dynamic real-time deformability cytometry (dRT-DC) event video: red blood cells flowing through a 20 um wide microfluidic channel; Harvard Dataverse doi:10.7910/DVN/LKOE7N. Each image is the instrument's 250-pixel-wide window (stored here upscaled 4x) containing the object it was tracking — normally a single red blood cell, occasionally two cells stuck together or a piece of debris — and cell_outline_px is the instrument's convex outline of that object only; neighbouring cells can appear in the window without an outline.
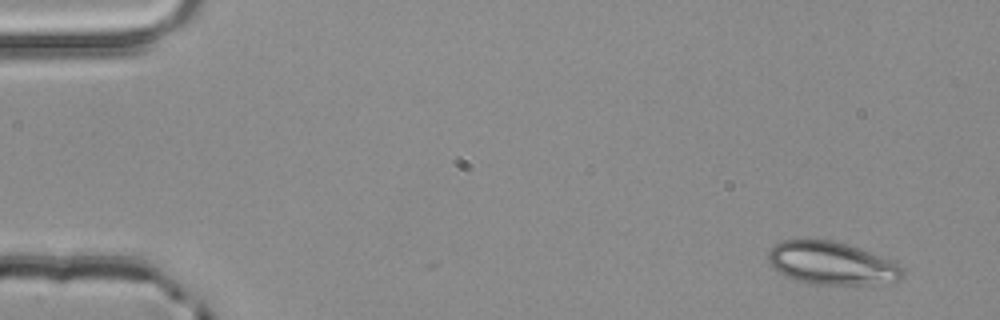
{"species": "common noctule bat (a hibernating species)", "species_latin": "Nyctalus noctula", "temperature_condition": "room temperature", "stored_images_in_passage": 3, "camera_frame_rate_fps": 3000, "um_per_image_px": 0.085, "animal": {"sex": "male", "body_mass_g": 20.4}, "frame": {"image": 1, "passage_image": 1, "time_ms": 0.0, "image_size_px": [1000, 320], "cell_outline_px": [[904, 276], [900, 280], [868, 284], [808, 284], [784, 276], [768, 260], [768, 252], [776, 244], [784, 240], [812, 236], [832, 240], [848, 244], [880, 256], [904, 268]], "centroid_in_image_um": [70.64, 22.34], "position_along_channel_um": 14.4, "area_um2": 33.81}}